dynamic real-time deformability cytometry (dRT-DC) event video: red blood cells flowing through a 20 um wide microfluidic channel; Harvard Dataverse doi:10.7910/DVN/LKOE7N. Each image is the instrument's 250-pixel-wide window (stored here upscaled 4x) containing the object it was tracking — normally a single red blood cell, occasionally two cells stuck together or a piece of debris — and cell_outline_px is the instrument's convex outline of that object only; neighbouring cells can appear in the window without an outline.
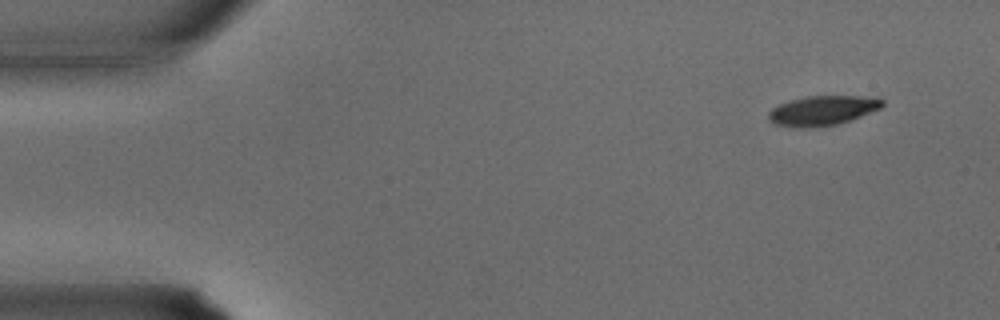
{"species": "common noctule bat (a hibernating species)", "species_latin": "Nyctalus noctula", "temperature_condition": "warm", "stored_images_in_passage": 32, "camera_frame_rate_fps": 3000, "um_per_image_px": 0.085, "animal": {"sex": "male", "body_mass_g": 15.6}, "frame": {"image": 1, "passage_image": 1, "time_ms": 0.0, "image_size_px": [1000, 320], "cell_outline_px": [[884, 104], [880, 108], [860, 116], [836, 124], [804, 128], [776, 124], [768, 120], [768, 112], [772, 108], [788, 100], [804, 96], [860, 96], [884, 100]], "centroid_in_image_um": [69.86, 9.38], "position_along_channel_um": 15.1, "area_um2": 19.36}}
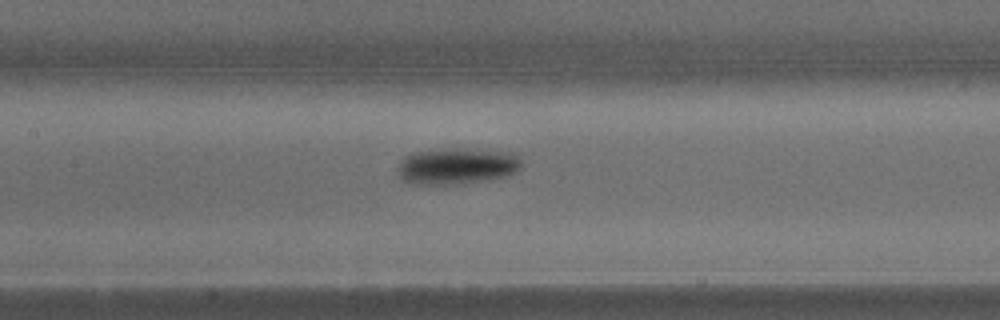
{"frame": {"image": 2, "passage_image": 14, "time_ms": 4.333, "image_size_px": [1000, 320], "cell_outline_px": [[520, 168], [516, 172], [504, 176], [488, 180], [444, 184], [416, 184], [400, 180], [396, 172], [396, 168], [400, 160], [404, 156], [412, 152], [456, 148], [460, 148], [520, 152]], "centroid_in_image_um": [38.82, 14.09], "position_along_channel_um": 168.6, "area_um2": 26.59}}
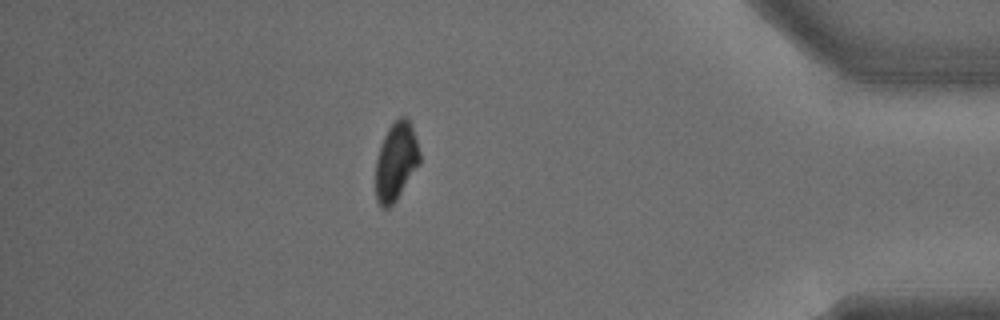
{"frame": {"image": 3, "passage_image": 28, "time_ms": 9.0, "image_size_px": [1000, 320], "cell_outline_px": [[420, 164], [396, 200], [388, 208], [380, 208], [376, 200], [376, 160], [384, 136], [388, 128], [400, 116], [408, 116], [420, 152]], "centroid_in_image_um": [33.66, 13.74], "position_along_channel_um": 401.5, "area_um2": 20.0}}